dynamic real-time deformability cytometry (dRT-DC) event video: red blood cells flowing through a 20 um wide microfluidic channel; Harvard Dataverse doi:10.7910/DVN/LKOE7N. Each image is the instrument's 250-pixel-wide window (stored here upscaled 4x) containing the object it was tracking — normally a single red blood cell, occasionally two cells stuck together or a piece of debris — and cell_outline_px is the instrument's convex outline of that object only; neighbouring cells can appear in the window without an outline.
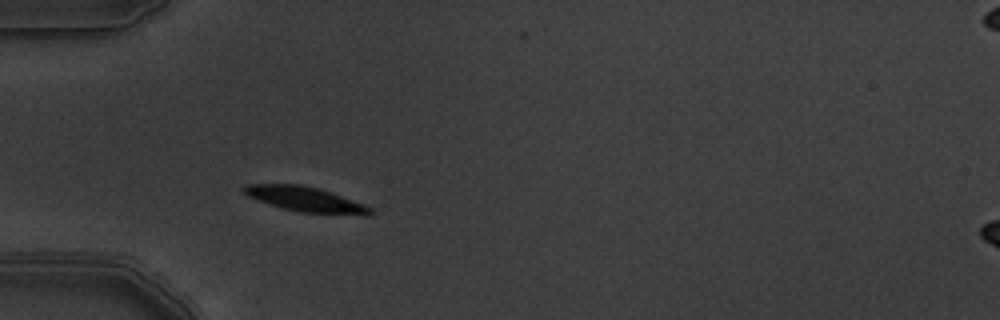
{"species": "common noctule bat (a hibernating species)", "species_latin": "Nyctalus noctula", "temperature_condition": "warm", "stored_images_in_passage": 1, "camera_frame_rate_fps": 3000, "um_per_image_px": 0.085, "animal": {"sex": "male", "body_mass_g": 19.5, "forearm_length_mm": 54.6}, "frame": {"image": 1, "passage_image": 1, "time_ms": 0.0, "image_size_px": [1000, 320], "cell_outline_px": [[376, 212], [372, 216], [364, 216], [300, 212], [284, 208], [248, 196], [240, 188], [248, 184], [300, 184], [316, 188], [364, 204], [372, 208]], "centroid_in_image_um": [26.05, 16.96], "position_along_channel_um": 58.9, "area_um2": 18.21}}